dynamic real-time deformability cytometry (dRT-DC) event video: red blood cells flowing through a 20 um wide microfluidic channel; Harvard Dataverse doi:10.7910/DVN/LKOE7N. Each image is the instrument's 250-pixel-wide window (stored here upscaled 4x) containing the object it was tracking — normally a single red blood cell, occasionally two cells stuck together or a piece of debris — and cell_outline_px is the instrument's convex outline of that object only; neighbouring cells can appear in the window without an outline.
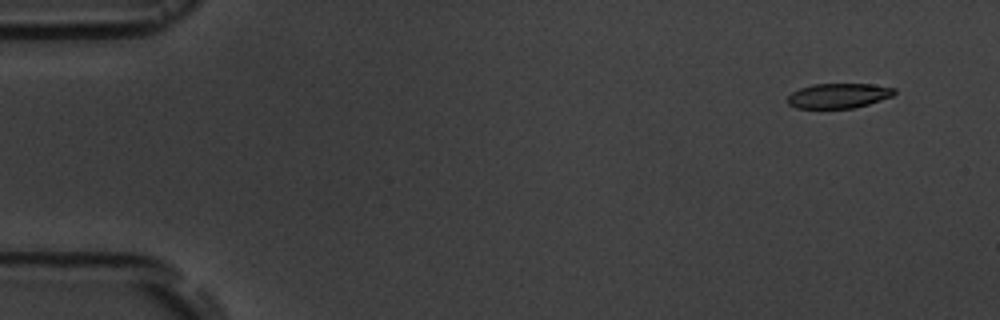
{"species": "common noctule bat (a hibernating species)", "species_latin": "Nyctalus noctula", "temperature_condition": "room temperature", "stored_images_in_passage": 6, "camera_frame_rate_fps": 3000, "um_per_image_px": 0.085, "animal": {"sex": "male", "body_mass_g": 19.5, "forearm_length_mm": 54.6}, "frame": {"image": 1, "passage_image": 1, "time_ms": 0.0, "image_size_px": [1000, 320], "cell_outline_px": [[896, 92], [892, 96], [868, 104], [852, 108], [796, 108], [788, 104], [788, 96], [792, 92], [800, 88], [812, 84], [872, 84], [896, 88]], "centroid_in_image_um": [71.27, 8.13], "position_along_channel_um": 13.7, "area_um2": 15.43}}
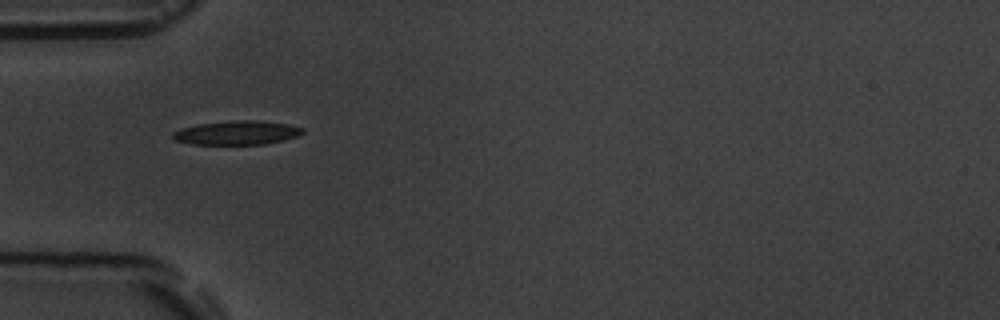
{"frame": {"image": 2, "passage_image": 5, "time_ms": 4.667, "image_size_px": [1000, 320], "cell_outline_px": [[304, 132], [296, 136], [284, 140], [264, 144], [192, 144], [176, 140], [172, 136], [172, 132], [196, 124], [236, 120], [256, 120], [288, 124], [304, 128]], "centroid_in_image_um": [20.16, 11.28], "position_along_channel_um": 64.8, "area_um2": 17.98}}
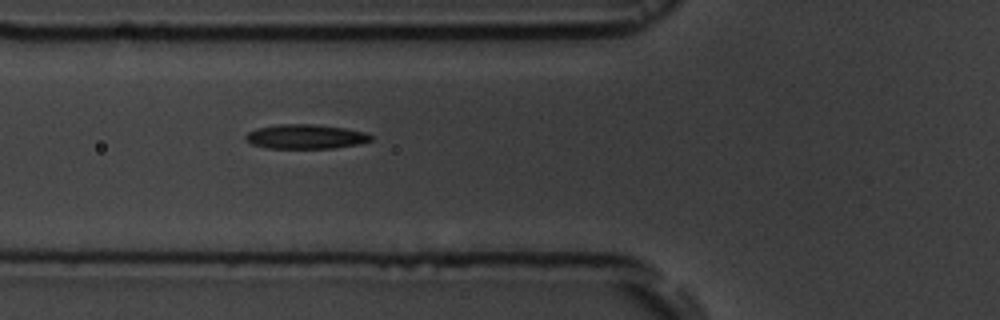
{"frame": {"image": 3, "passage_image": 6, "time_ms": 5.667, "image_size_px": [1000, 320], "cell_outline_px": [[372, 140], [360, 144], [332, 148], [268, 148], [252, 144], [244, 136], [248, 132], [256, 128], [276, 124], [312, 124], [344, 128], [368, 132], [372, 136]], "centroid_in_image_um": [26.0, 11.6], "position_along_channel_um": 99.8, "area_um2": 17.86}}